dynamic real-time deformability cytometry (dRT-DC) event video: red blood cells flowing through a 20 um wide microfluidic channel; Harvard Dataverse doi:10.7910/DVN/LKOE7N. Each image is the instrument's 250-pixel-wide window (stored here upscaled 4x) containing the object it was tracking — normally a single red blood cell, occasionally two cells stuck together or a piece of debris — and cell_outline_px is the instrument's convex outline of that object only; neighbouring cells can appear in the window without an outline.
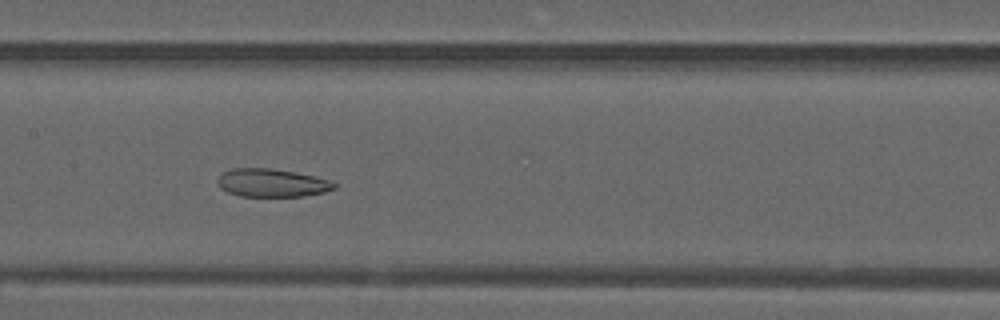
{"species": "common noctule bat (a hibernating species)", "species_latin": "Nyctalus noctula", "temperature_condition": "warm", "stored_images_in_passage": 47, "camera_frame_rate_fps": 3000, "um_per_image_px": 0.085, "animal": {"sex": "male", "forearm_length_mm": 52.5}, "frame": {"image": 1, "passage_image": 21, "time_ms": 6.667, "image_size_px": [1000, 320], "cell_outline_px": [[336, 188], [324, 192], [300, 196], [240, 196], [228, 192], [220, 188], [216, 180], [224, 172], [232, 168], [272, 168], [312, 176], [328, 180], [336, 184]], "centroid_in_image_um": [23.07, 15.54], "position_along_channel_um": 184.3, "area_um2": 18.84}}
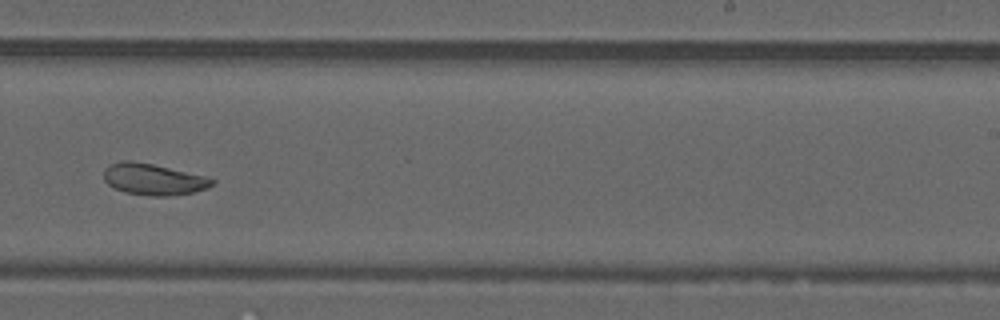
{"frame": {"image": 2, "passage_image": 28, "time_ms": 9.0, "image_size_px": [1000, 320], "cell_outline_px": [[216, 180], [208, 188], [192, 192], [168, 196], [152, 196], [124, 192], [108, 184], [104, 180], [104, 168], [108, 164], [124, 160], [132, 160], [152, 164], [204, 176]], "centroid_in_image_um": [13.0, 15.23], "position_along_channel_um": 276.0, "area_um2": 19.65}}
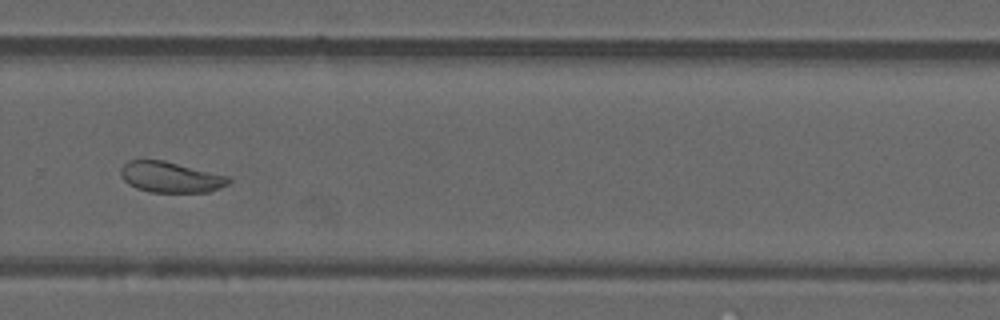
{"frame": {"image": 3, "passage_image": 31, "time_ms": 10.0, "image_size_px": [1000, 320], "cell_outline_px": [[232, 180], [228, 184], [208, 192], [152, 192], [136, 188], [128, 184], [120, 176], [120, 168], [128, 160], [164, 160], [228, 176]], "centroid_in_image_um": [14.47, 15.05], "position_along_channel_um": 315.3, "area_um2": 19.31}, "authors_computed_cell_mechanics": {"area_um2": 22.1374, "velocity_mm_per_s": 3.9483, "shape_relaxation_time_tau1_ms": null, "shape_relaxation_time_tau2_ms": 1.5114, "deformation_change_tau1": null, "deformation_change_tau2": 0.0578}}